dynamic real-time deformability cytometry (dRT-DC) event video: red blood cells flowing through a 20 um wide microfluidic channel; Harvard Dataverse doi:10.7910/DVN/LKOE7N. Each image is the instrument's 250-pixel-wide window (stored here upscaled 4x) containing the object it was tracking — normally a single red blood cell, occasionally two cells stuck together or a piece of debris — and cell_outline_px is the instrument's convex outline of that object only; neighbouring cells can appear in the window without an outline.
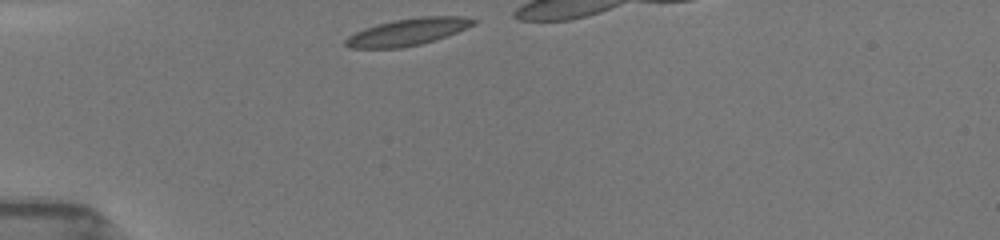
{"species": "common noctule bat (a hibernating species)", "species_latin": "Nyctalus noctula", "temperature_condition": "room temperature", "stored_images_in_passage": 29, "camera_frame_rate_fps": 3000, "um_per_image_px": 0.085, "animal": {"sex": "female", "body_mass_g": 19.5, "forearm_length_mm": 54.1}, "frame": {"image": 1, "passage_image": 1, "time_ms": 0.0, "image_size_px": [1000, 240], "cell_outline_px": [[480, 20], [476, 24], [456, 32], [420, 44], [400, 48], [348, 48], [344, 44], [344, 40], [348, 36], [364, 28], [392, 20], [420, 16], [464, 16]], "centroid_in_image_um": [34.66, 2.7], "position_along_channel_um": 50.3, "area_um2": 20.11}}
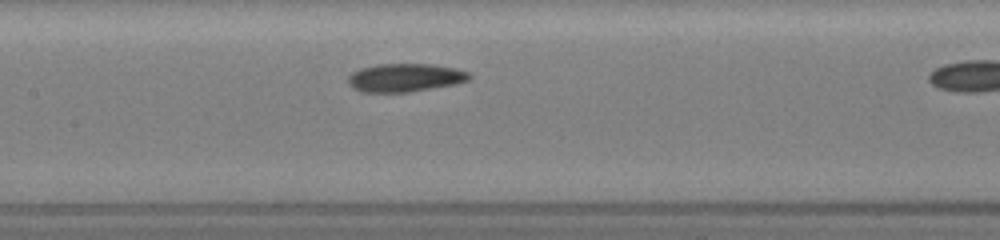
{"frame": {"image": 2, "passage_image": 12, "time_ms": 3.667, "image_size_px": [1000, 240], "cell_outline_px": [[472, 76], [468, 80], [456, 84], [408, 92], [360, 92], [352, 88], [348, 84], [348, 76], [352, 72], [360, 68], [376, 64], [432, 64], [456, 68], [468, 72]], "centroid_in_image_um": [34.4, 6.6], "position_along_channel_um": 173.0, "area_um2": 20.11}}
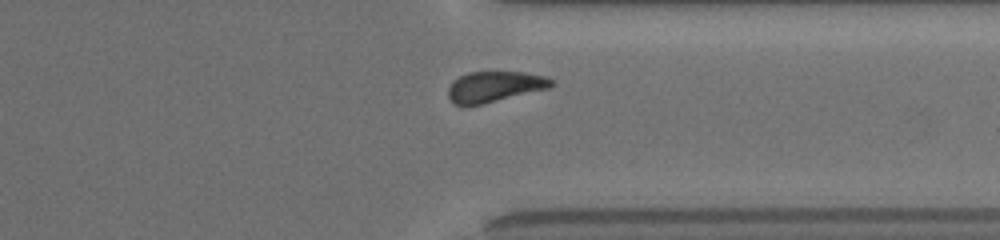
{"frame": {"image": 3, "passage_image": 27, "time_ms": 8.667, "image_size_px": [1000, 240], "cell_outline_px": [[556, 84], [548, 88], [484, 104], [464, 108], [452, 104], [448, 96], [448, 88], [452, 80], [468, 72], [524, 72], [548, 76], [556, 80]], "centroid_in_image_um": [42.02, 7.39], "position_along_channel_um": 369.4, "area_um2": 19.07}}